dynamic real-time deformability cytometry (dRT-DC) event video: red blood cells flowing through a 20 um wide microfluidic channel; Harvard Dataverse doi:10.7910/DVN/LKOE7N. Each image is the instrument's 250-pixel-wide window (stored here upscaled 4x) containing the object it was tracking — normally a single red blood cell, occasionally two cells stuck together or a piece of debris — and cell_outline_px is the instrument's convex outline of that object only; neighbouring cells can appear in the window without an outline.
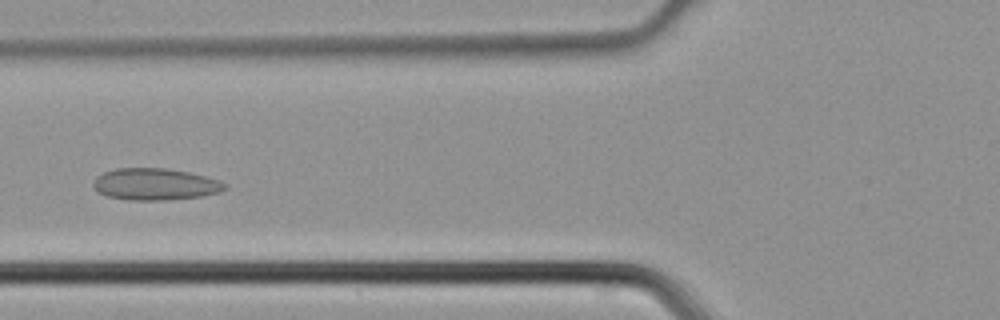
{"species": "common noctule bat (a hibernating species)", "species_latin": "Nyctalus noctula", "temperature_condition": "cold", "stored_images_in_passage": 42, "camera_frame_rate_fps": 3000, "um_per_image_px": 0.085, "animal": {"sex": "male", "body_mass_g": 21.5, "forearm_length_mm": 52.0}, "frame": {"image": 1, "passage_image": 14, "time_ms": 4.333, "image_size_px": [1000, 320], "cell_outline_px": [[228, 188], [220, 192], [200, 196], [164, 200], [128, 200], [108, 196], [96, 192], [92, 184], [96, 176], [104, 172], [116, 168], [164, 168], [188, 172], [220, 180], [228, 184]], "centroid_in_image_um": [13.18, 15.66], "position_along_channel_um": 112.6, "area_um2": 24.45}}
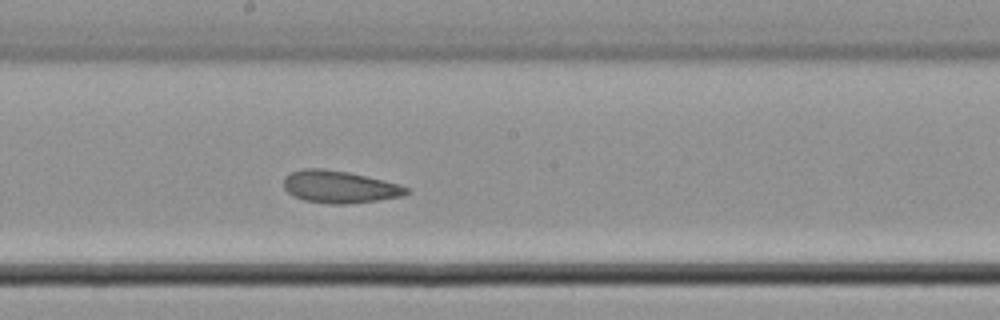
{"frame": {"image": 2, "passage_image": 21, "time_ms": 6.667, "image_size_px": [1000, 320], "cell_outline_px": [[412, 192], [404, 196], [348, 204], [328, 204], [304, 200], [292, 196], [284, 188], [284, 176], [292, 172], [304, 168], [324, 168], [348, 172], [400, 184], [412, 188]], "centroid_in_image_um": [28.89, 15.88], "position_along_channel_um": 219.3, "area_um2": 23.35}}
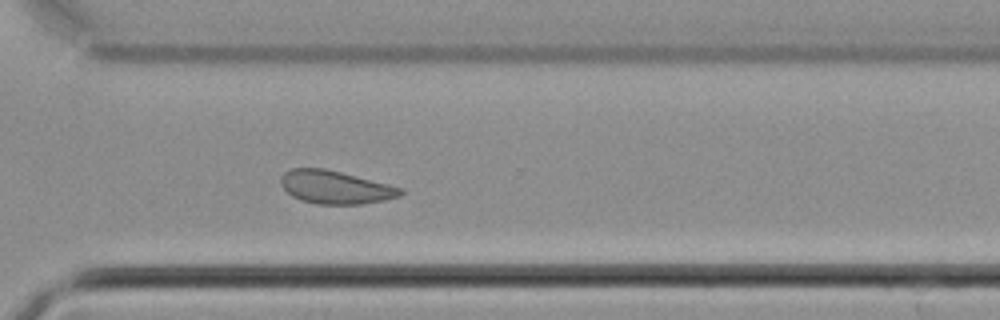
{"frame": {"image": 3, "passage_image": 29, "time_ms": 9.333, "image_size_px": [1000, 320], "cell_outline_px": [[404, 192], [400, 196], [384, 200], [364, 204], [316, 204], [300, 200], [292, 196], [280, 184], [280, 176], [284, 172], [292, 168], [324, 168], [404, 188]], "centroid_in_image_um": [28.49, 15.92], "position_along_channel_um": 342.1, "area_um2": 23.12}}